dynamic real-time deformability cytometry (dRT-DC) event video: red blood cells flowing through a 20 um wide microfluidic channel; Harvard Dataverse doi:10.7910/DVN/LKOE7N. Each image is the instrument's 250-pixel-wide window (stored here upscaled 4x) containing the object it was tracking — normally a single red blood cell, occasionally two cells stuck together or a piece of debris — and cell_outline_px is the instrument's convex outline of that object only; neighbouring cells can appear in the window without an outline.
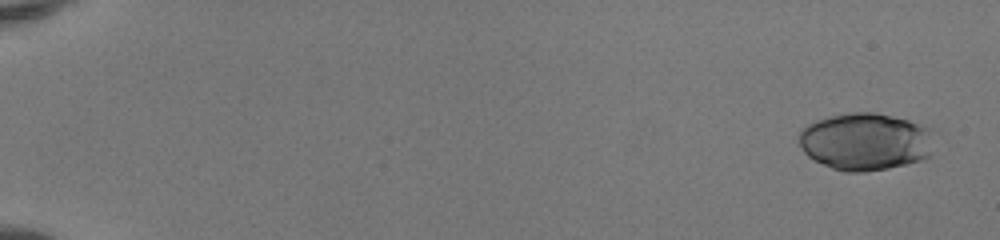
{"species": "human", "species_latin": "Homo sapiens", "temperature_condition": "room temperature", "stored_images_in_passage": 50, "camera_frame_rate_fps": 3000, "um_per_image_px": 0.085, "donor": {"sex": "female"}, "frame": {"image": 1, "passage_image": 1, "time_ms": 0.0, "image_size_px": [1000, 240], "cell_outline_px": [[932, 156], [920, 160], [888, 168], [864, 172], [844, 172], [832, 168], [812, 160], [804, 152], [796, 136], [800, 128], [816, 120], [828, 116], [852, 112], [872, 112], [892, 116], [908, 120], [932, 128]], "centroid_in_image_um": [73.53, 12.03], "position_along_channel_um": 11.5, "area_um2": 45.78}}
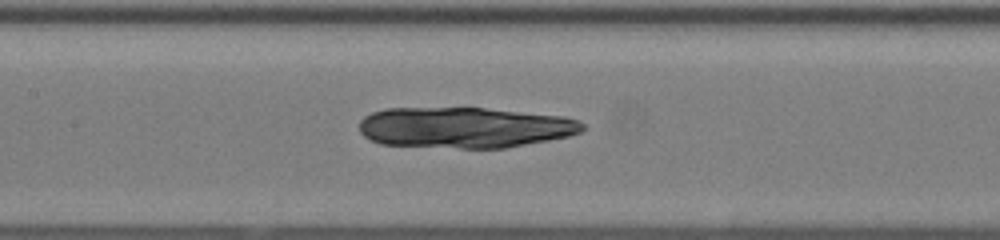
{"frame": {"image": 2, "passage_image": 26, "time_ms": 8.333, "image_size_px": [1000, 240], "cell_outline_px": [[584, 128], [580, 132], [568, 136], [548, 140], [504, 148], [460, 148], [380, 144], [364, 136], [360, 132], [360, 120], [364, 116], [372, 112], [384, 108], [484, 108], [564, 116], [576, 120], [584, 124]], "centroid_in_image_um": [39.46, 10.83], "position_along_channel_um": 167.9, "area_um2": 53.0}}
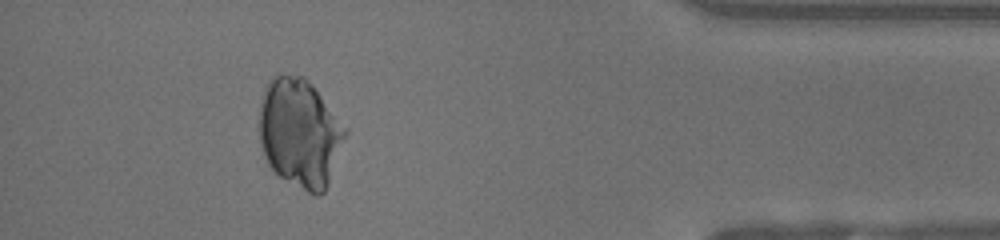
{"frame": {"image": 3, "passage_image": 46, "time_ms": 15.0, "image_size_px": [1000, 240], "cell_outline_px": [[348, 132], [328, 184], [324, 192], [320, 196], [316, 196], [308, 192], [280, 176], [268, 164], [264, 156], [260, 144], [260, 104], [268, 80], [272, 76], [280, 72], [304, 76], [316, 88], [348, 128]], "centroid_in_image_um": [25.51, 11.25], "position_along_channel_um": 409.7, "area_um2": 54.91}}